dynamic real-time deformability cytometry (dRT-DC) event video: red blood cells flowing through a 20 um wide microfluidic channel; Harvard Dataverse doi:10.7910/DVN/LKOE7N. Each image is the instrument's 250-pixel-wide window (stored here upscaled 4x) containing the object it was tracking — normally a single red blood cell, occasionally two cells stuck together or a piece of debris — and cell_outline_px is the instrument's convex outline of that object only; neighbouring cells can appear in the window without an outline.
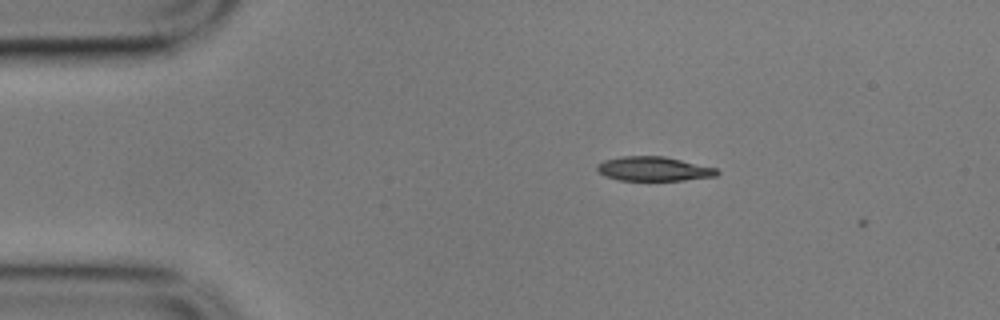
{"species": "common noctule bat (a hibernating species)", "species_latin": "Nyctalus noctula", "temperature_condition": "cold", "stored_images_in_passage": 6, "camera_frame_rate_fps": 3000, "um_per_image_px": 0.085, "animal": {"sex": "male", "body_mass_g": 17.9}, "frame": {"image": 1, "passage_image": 5, "time_ms": 1.333, "image_size_px": [1000, 320], "cell_outline_px": [[720, 172], [716, 176], [684, 180], [620, 180], [604, 176], [596, 168], [596, 164], [604, 160], [620, 156], [664, 156], [716, 168]], "centroid_in_image_um": [55.54, 14.35], "position_along_channel_um": 29.5, "area_um2": 16.94}}